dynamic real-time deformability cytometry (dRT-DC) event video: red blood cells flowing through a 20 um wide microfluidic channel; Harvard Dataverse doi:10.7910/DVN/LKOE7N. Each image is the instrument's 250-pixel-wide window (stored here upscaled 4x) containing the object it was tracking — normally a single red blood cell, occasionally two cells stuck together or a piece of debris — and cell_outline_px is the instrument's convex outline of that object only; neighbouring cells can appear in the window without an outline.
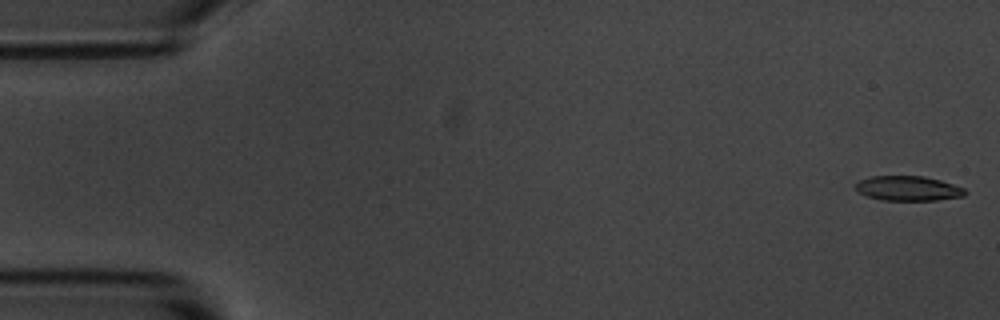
{"species": "common noctule bat (a hibernating species)", "species_latin": "Nyctalus noctula", "temperature_condition": "room temperature", "stored_images_in_passage": 55, "camera_frame_rate_fps": 3000, "um_per_image_px": 0.085, "animal": {"sex": "male", "body_mass_g": 20.1, "forearm_length_mm": 53.5}, "frame": {"image": 1, "passage_image": 1, "time_ms": 0.0, "image_size_px": [1000, 320], "cell_outline_px": [[968, 192], [964, 196], [936, 200], [880, 200], [864, 196], [856, 192], [856, 184], [860, 180], [872, 176], [924, 176], [940, 180], [964, 188]], "centroid_in_image_um": [77.17, 16.02], "position_along_channel_um": 7.8, "area_um2": 15.9}}
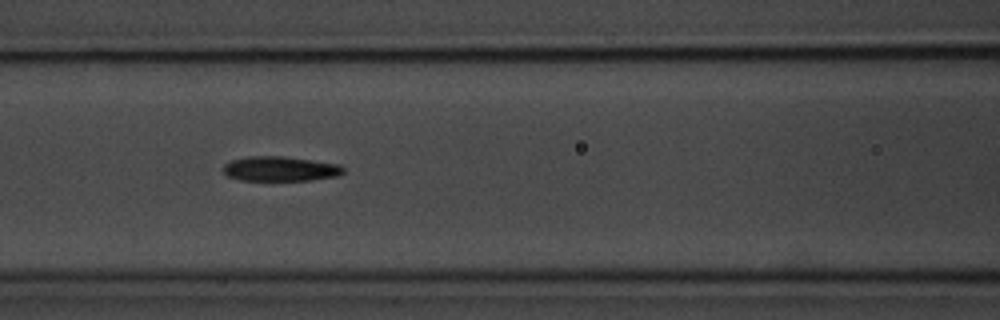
{"frame": {"image": 2, "passage_image": 23, "time_ms": 7.333, "image_size_px": [1000, 320], "cell_outline_px": [[344, 172], [340, 176], [312, 180], [240, 180], [228, 176], [224, 172], [224, 164], [232, 160], [248, 156], [284, 156], [340, 164], [344, 168]], "centroid_in_image_um": [23.86, 14.35], "position_along_channel_um": 142.7, "area_um2": 17.4}}
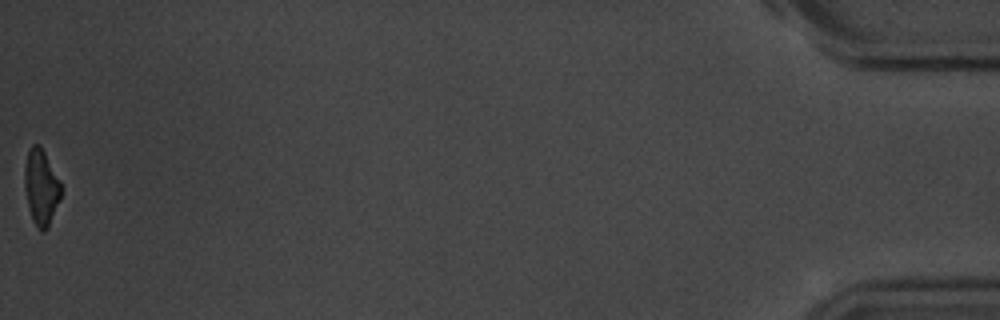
{"frame": {"image": 3, "passage_image": 55, "time_ms": 18.0, "image_size_px": [1000, 320], "cell_outline_px": [[60, 200], [48, 228], [44, 232], [40, 232], [32, 220], [28, 208], [24, 188], [24, 168], [28, 152], [32, 144], [40, 144], [60, 180]], "centroid_in_image_um": [3.48, 15.94], "position_along_channel_um": 431.7, "area_um2": 16.24}, "authors_computed_cell_mechanics": {"area_um2": 17.2822, "velocity_mm_per_s": 3.6463, "shape_relaxation_time_tau1_ms": 3.5676, "shape_relaxation_time_tau2_ms": 3.9599, "deformation_change_tau1": 0.1242, "deformation_change_tau2": 0.1314}}